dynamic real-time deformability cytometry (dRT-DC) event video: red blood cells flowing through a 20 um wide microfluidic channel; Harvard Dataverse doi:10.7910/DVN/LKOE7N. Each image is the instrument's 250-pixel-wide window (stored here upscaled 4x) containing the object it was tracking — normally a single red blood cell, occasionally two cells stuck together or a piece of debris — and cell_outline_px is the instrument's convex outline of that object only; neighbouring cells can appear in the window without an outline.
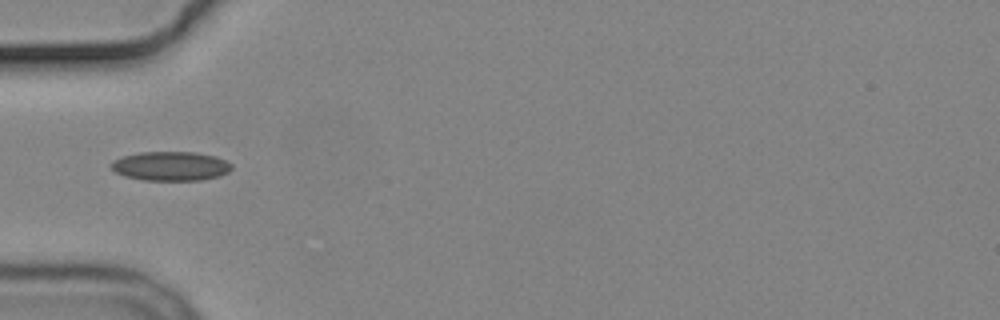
{"species": "common noctule bat (a hibernating species)", "species_latin": "Nyctalus noctula", "temperature_condition": "cold", "stored_images_in_passage": 5, "camera_frame_rate_fps": 3000, "um_per_image_px": 0.085, "animal": {"sex": "male", "body_mass_g": 19.2, "forearm_length_mm": 51.8}, "frame": {"image": 1, "passage_image": 3, "time_ms": 3.333, "image_size_px": [1000, 320], "cell_outline_px": [[232, 168], [228, 172], [220, 176], [200, 180], [144, 180], [124, 176], [116, 172], [112, 168], [112, 160], [120, 156], [140, 152], [196, 152], [216, 156], [232, 164]], "centroid_in_image_um": [14.51, 14.11], "position_along_channel_um": 70.5, "area_um2": 20.58}}
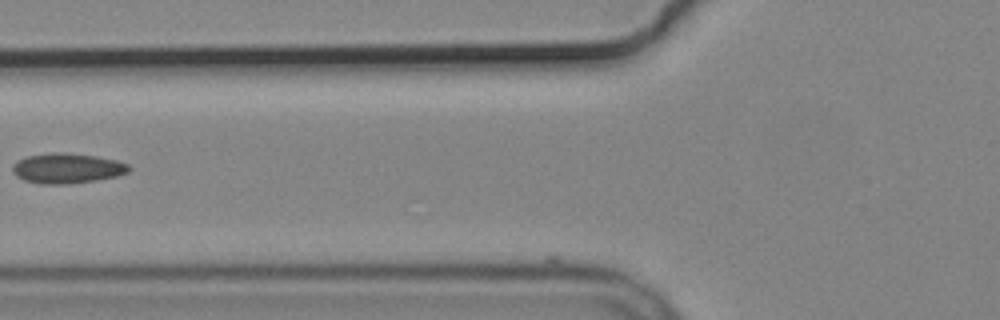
{"frame": {"image": 2, "passage_image": 4, "time_ms": 4.667, "image_size_px": [1000, 320], "cell_outline_px": [[132, 168], [128, 172], [116, 176], [96, 180], [68, 184], [40, 184], [24, 180], [16, 176], [12, 172], [12, 164], [16, 160], [28, 156], [52, 152], [60, 152], [96, 156], [116, 160], [128, 164]], "centroid_in_image_um": [5.68, 14.3], "position_along_channel_um": 120.1, "area_um2": 20.52}}
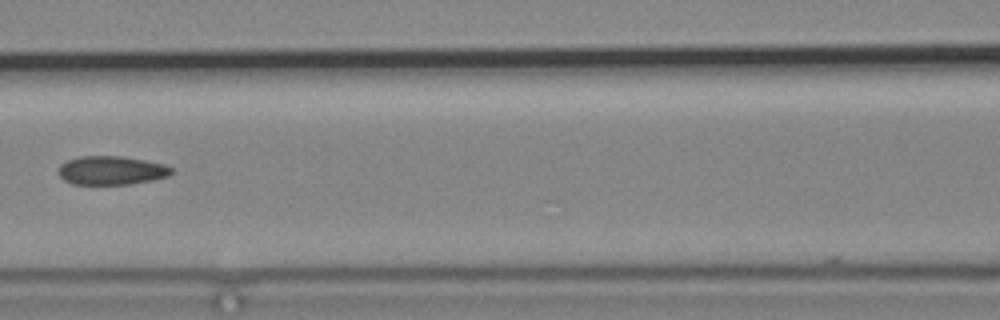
{"frame": {"image": 3, "passage_image": 5, "time_ms": 5.667, "image_size_px": [1000, 320], "cell_outline_px": [[172, 172], [168, 176], [152, 180], [128, 184], [72, 184], [64, 180], [60, 176], [60, 164], [68, 160], [80, 156], [120, 156], [144, 160], [164, 164], [172, 168]], "centroid_in_image_um": [9.47, 14.48], "position_along_channel_um": 157.1, "area_um2": 18.73}}